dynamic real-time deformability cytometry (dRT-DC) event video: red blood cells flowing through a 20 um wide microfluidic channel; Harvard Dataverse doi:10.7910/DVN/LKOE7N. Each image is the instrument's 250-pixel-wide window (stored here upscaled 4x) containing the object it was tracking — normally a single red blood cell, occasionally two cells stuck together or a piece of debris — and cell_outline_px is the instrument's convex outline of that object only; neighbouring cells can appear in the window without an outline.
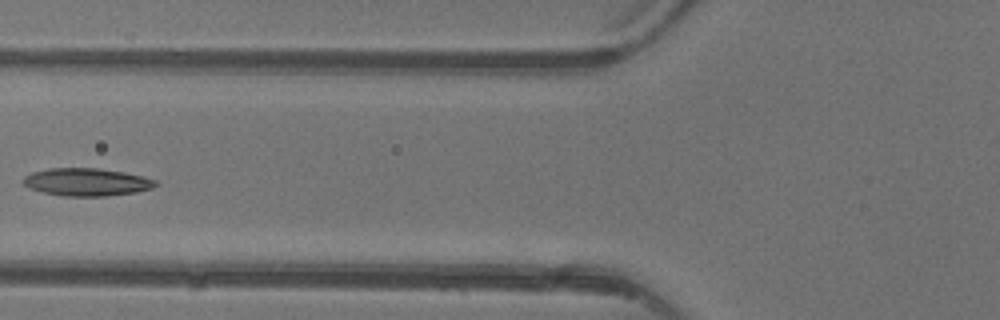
{"species": "common noctule bat (a hibernating species)", "species_latin": "Nyctalus noctula", "temperature_condition": "warm", "stored_images_in_passage": 5, "camera_frame_rate_fps": 3000, "um_per_image_px": 0.085, "animal": {"sex": "female"}, "frame": {"image": 1, "passage_image": 5, "time_ms": 5.667, "image_size_px": [1000, 320], "cell_outline_px": [[160, 184], [152, 188], [136, 192], [104, 196], [64, 196], [44, 192], [28, 188], [20, 180], [24, 176], [32, 172], [48, 168], [96, 168], [124, 172], [156, 180]], "centroid_in_image_um": [7.34, 15.47], "position_along_channel_um": 118.5, "area_um2": 21.39}}